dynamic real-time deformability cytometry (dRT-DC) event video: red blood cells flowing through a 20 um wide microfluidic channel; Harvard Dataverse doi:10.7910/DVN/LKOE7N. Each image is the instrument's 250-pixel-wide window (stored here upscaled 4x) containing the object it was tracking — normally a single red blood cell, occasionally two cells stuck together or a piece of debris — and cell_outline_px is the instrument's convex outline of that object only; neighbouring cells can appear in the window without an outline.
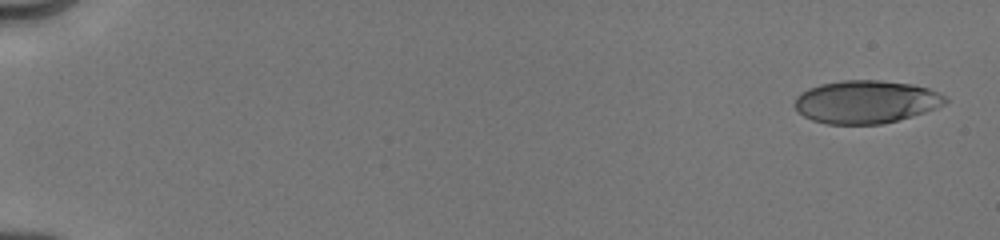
{"species": "human", "species_latin": "Homo sapiens", "temperature_condition": "cold", "stored_images_in_passage": 10, "camera_frame_rate_fps": 3000, "um_per_image_px": 0.085, "donor": {"sex": "male"}, "frame": {"image": 1, "passage_image": 1, "time_ms": 0.0, "image_size_px": [1000, 240], "cell_outline_px": [[948, 100], [944, 104], [936, 108], [912, 116], [880, 124], [828, 124], [812, 120], [796, 112], [792, 104], [796, 96], [800, 92], [808, 88], [820, 84], [844, 80], [880, 80], [912, 84], [928, 88], [940, 92], [948, 96]], "centroid_in_image_um": [73.58, 8.65], "position_along_channel_um": 11.4, "area_um2": 38.03}}
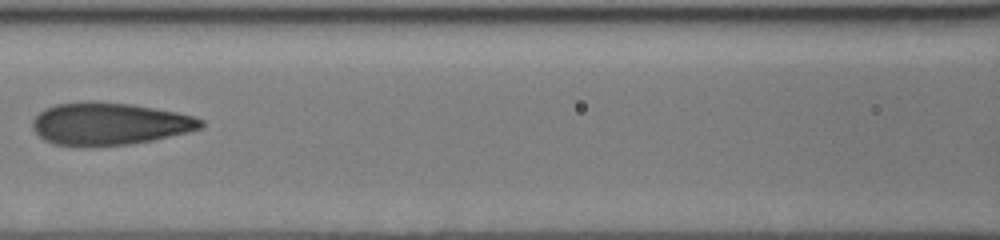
{"frame": {"image": 2, "passage_image": 9, "time_ms": 8.0, "image_size_px": [1000, 240], "cell_outline_px": [[204, 124], [200, 128], [152, 140], [128, 144], [84, 148], [52, 144], [44, 140], [32, 128], [32, 120], [44, 108], [56, 104], [88, 100], [92, 100], [132, 104], [176, 112], [192, 116], [204, 120]], "centroid_in_image_um": [9.22, 10.53], "position_along_channel_um": 157.4, "area_um2": 41.96}}
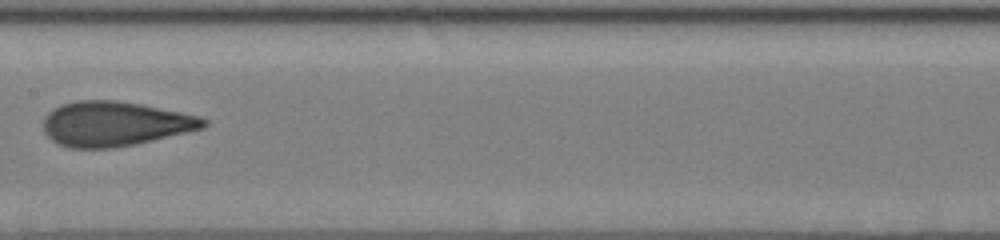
{"frame": {"image": 3, "passage_image": 10, "time_ms": 9.0, "image_size_px": [1000, 240], "cell_outline_px": [[208, 124], [204, 128], [136, 144], [116, 148], [68, 148], [52, 140], [44, 132], [44, 116], [52, 108], [60, 104], [76, 100], [116, 100], [140, 104], [200, 116], [208, 120]], "centroid_in_image_um": [9.74, 10.52], "position_along_channel_um": 197.7, "area_um2": 41.91}}